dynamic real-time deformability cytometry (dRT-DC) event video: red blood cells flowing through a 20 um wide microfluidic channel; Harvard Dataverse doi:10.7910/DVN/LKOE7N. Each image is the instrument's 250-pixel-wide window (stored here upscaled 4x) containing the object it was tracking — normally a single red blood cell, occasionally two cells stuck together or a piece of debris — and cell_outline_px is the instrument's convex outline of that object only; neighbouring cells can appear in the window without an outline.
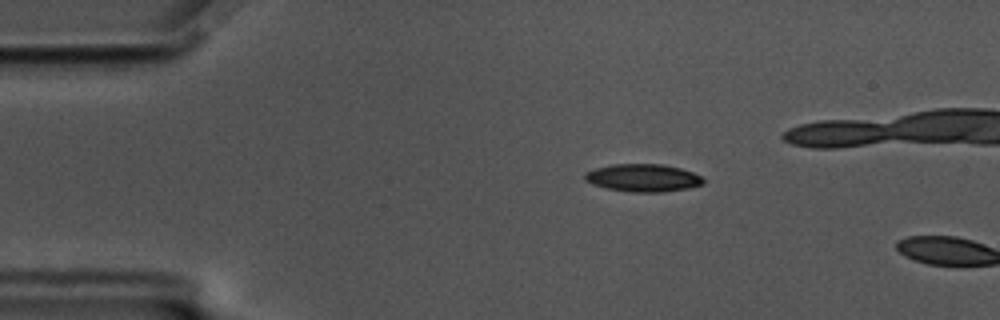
{"species": "common noctule bat (a hibernating species)", "species_latin": "Nyctalus noctula", "temperature_condition": "cold", "stored_images_in_passage": 12, "camera_frame_rate_fps": 3000, "um_per_image_px": 0.085, "animal": {"sex": "male", "body_mass_g": 17.5, "forearm_length_mm": 52.3}, "frame": {"image": 1, "passage_image": 10, "time_ms": 3.0, "image_size_px": [1000, 320], "cell_outline_px": [[704, 184], [688, 188], [660, 192], [632, 192], [608, 188], [592, 184], [584, 180], [584, 172], [596, 168], [612, 164], [660, 164], [680, 168], [692, 172], [700, 176], [704, 180]], "centroid_in_image_um": [54.64, 15.11], "position_along_channel_um": 30.4, "area_um2": 19.02}}